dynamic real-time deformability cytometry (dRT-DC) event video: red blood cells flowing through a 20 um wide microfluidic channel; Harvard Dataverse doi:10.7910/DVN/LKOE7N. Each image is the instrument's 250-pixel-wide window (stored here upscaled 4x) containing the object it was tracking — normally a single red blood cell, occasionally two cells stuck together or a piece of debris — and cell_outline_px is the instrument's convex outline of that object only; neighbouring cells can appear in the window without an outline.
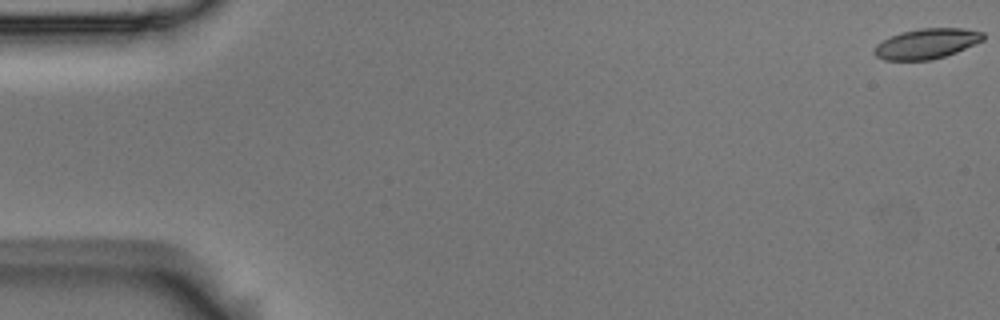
{"species": "Egyptian fruit bat (a non-hibernating species)", "species_latin": "Rousettus aegyptiacus", "temperature_condition": "room temperature", "stored_images_in_passage": 55, "camera_frame_rate_fps": 3000, "um_per_image_px": 0.085, "animal": {"sex": "male"}, "frame": {"image": 1, "passage_image": 1, "time_ms": 0.0, "image_size_px": [1000, 320], "cell_outline_px": [[984, 40], [956, 52], [932, 60], [884, 60], [876, 56], [872, 52], [876, 44], [900, 32], [920, 28], [964, 28], [984, 32]], "centroid_in_image_um": [78.76, 3.71], "position_along_channel_um": 6.2, "area_um2": 19.19}}
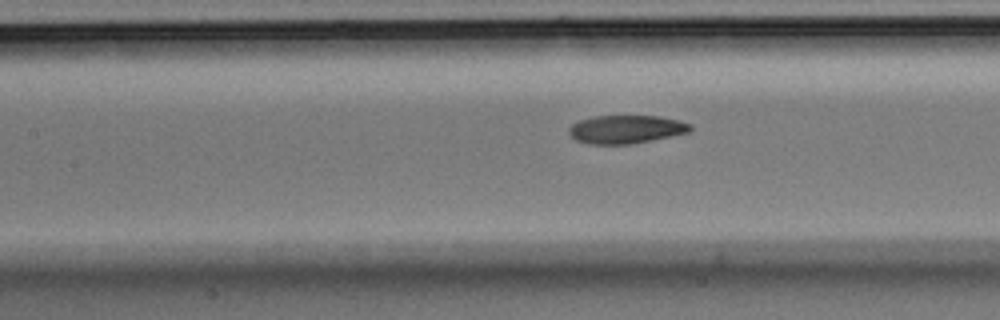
{"frame": {"image": 2, "passage_image": 25, "time_ms": 8.0, "image_size_px": [1000, 320], "cell_outline_px": [[692, 128], [688, 132], [652, 140], [632, 144], [588, 144], [576, 140], [568, 132], [568, 128], [572, 124], [580, 120], [596, 116], [660, 116], [680, 120], [692, 124]], "centroid_in_image_um": [53.22, 10.99], "position_along_channel_um": 154.2, "area_um2": 20.0}}
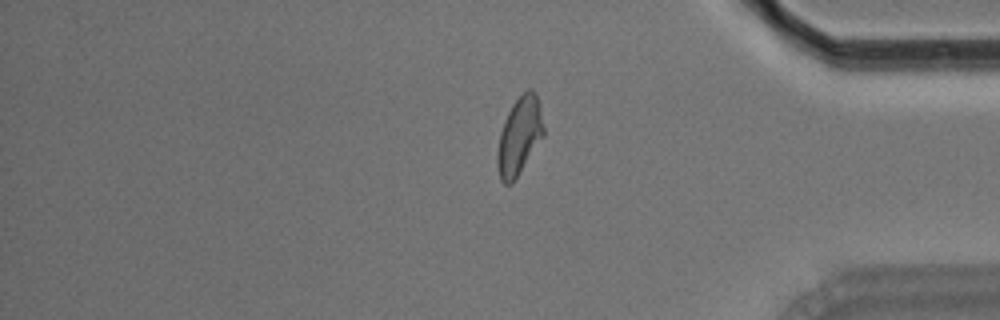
{"frame": {"image": 3, "passage_image": 46, "time_ms": 15.0, "image_size_px": [1000, 320], "cell_outline_px": [[544, 136], [512, 184], [504, 184], [500, 180], [496, 164], [496, 152], [500, 132], [504, 120], [512, 104], [528, 88], [532, 88], [536, 92], [544, 128]], "centroid_in_image_um": [44.12, 11.58], "position_along_channel_um": 391.1, "area_um2": 21.04}, "authors_computed_cell_mechanics": {"area_um2": 20.5768, "velocity_mm_per_s": 3.6957, "shape_relaxation_time_tau1_ms": 5.3172, "shape_relaxation_time_tau2_ms": 2.8133, "deformation_change_tau1": 0.167, "deformation_change_tau2": 0.0873}}